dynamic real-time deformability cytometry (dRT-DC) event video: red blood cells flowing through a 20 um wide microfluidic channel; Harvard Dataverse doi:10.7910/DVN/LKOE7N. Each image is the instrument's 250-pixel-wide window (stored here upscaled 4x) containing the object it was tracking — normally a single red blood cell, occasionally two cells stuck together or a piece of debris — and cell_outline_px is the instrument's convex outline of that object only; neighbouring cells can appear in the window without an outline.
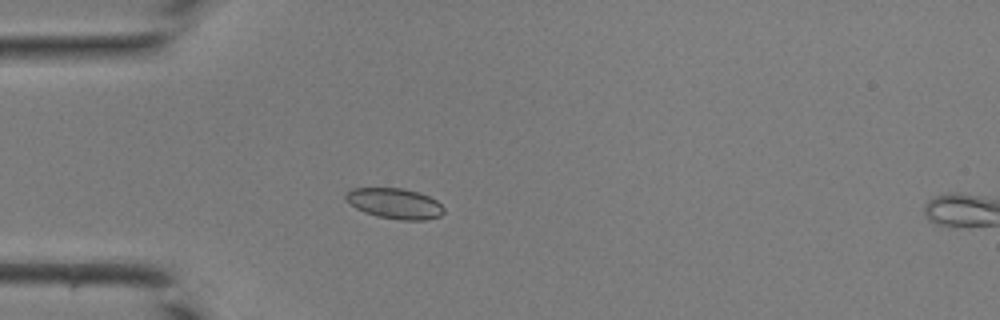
{"species": "common noctule bat (a hibernating species)", "species_latin": "Nyctalus noctula", "temperature_condition": "room temperature", "stored_images_in_passage": 31, "camera_frame_rate_fps": 3000, "um_per_image_px": 0.085, "animal": {"sex": "male", "body_mass_g": 19.0, "forearm_length_mm": 50.8}, "frame": {"image": 1, "passage_image": 1, "time_ms": 0.0, "image_size_px": [1000, 320], "cell_outline_px": [[444, 212], [440, 216], [424, 220], [400, 220], [380, 216], [364, 212], [356, 208], [344, 196], [352, 188], [404, 188], [428, 196], [436, 200], [444, 208]], "centroid_in_image_um": [33.58, 17.29], "position_along_channel_um": 51.4, "area_um2": 17.17}}
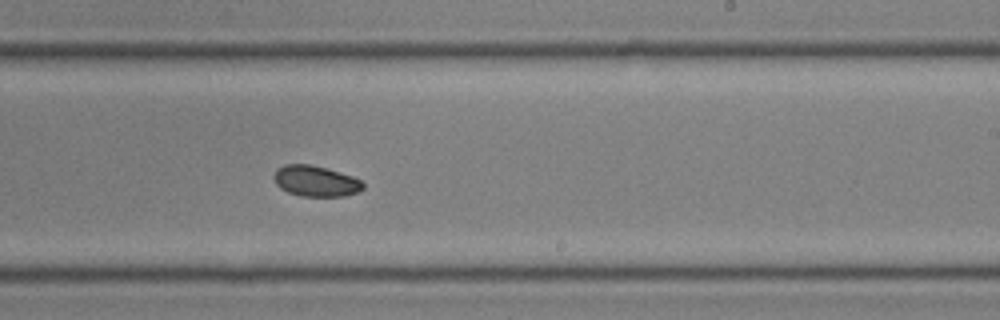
{"frame": {"image": 2, "passage_image": 15, "time_ms": 4.667, "image_size_px": [1000, 320], "cell_outline_px": [[364, 188], [360, 192], [344, 196], [300, 196], [288, 192], [280, 188], [276, 184], [272, 176], [276, 168], [284, 164], [312, 164], [328, 168], [352, 176], [360, 180], [364, 184]], "centroid_in_image_um": [26.82, 15.38], "position_along_channel_um": 262.2, "area_um2": 16.3}}
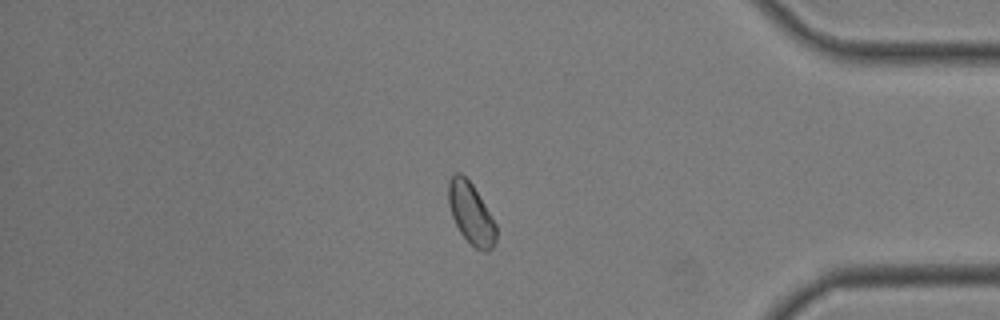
{"frame": {"image": 3, "passage_image": 25, "time_ms": 8.0, "image_size_px": [1000, 320], "cell_outline_px": [[496, 240], [492, 248], [488, 252], [484, 252], [476, 248], [460, 232], [452, 216], [448, 204], [448, 180], [456, 172], [460, 172], [472, 184], [496, 224]], "centroid_in_image_um": [40.02, 18.14], "position_along_channel_um": 395.2, "area_um2": 16.82}}